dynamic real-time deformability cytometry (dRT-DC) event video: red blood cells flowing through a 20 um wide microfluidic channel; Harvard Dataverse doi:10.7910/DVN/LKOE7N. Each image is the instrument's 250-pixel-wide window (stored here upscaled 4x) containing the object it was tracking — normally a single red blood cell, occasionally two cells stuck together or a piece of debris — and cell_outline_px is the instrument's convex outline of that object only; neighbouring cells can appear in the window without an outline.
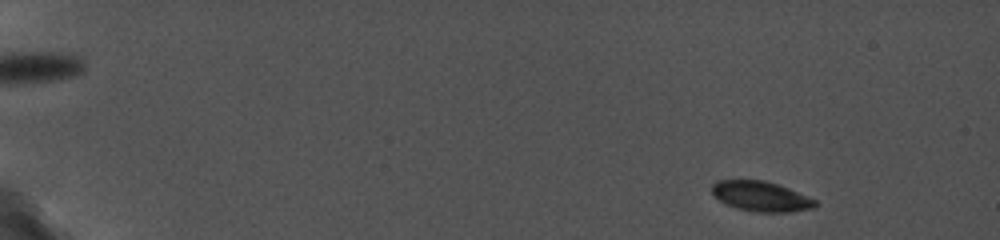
{"species": "common noctule bat (a hibernating species)", "species_latin": "Nyctalus noctula", "temperature_condition": "cold", "stored_images_in_passage": 20, "camera_frame_rate_fps": 5000, "um_per_image_px": 0.085, "animal": {"sex": "female", "body_mass_g": 19.0, "forearm_length_mm": 56.7}, "frame": {"image": 1, "passage_image": 2, "time_ms": 1.0, "image_size_px": [1000, 240], "cell_outline_px": [[816, 208], [792, 212], [756, 212], [736, 208], [720, 200], [712, 192], [712, 184], [716, 180], [764, 180], [788, 188], [808, 196], [816, 200]], "centroid_in_image_um": [64.71, 16.69], "position_along_channel_um": 20.3, "area_um2": 18.03}}
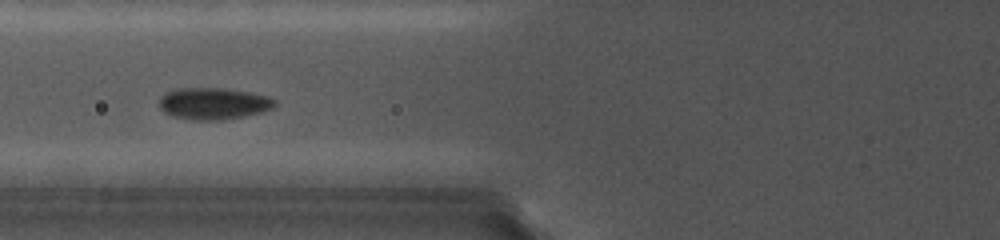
{"frame": {"image": 2, "passage_image": 9, "time_ms": 7.4, "image_size_px": [1000, 240], "cell_outline_px": [[276, 104], [272, 108], [260, 112], [240, 116], [216, 120], [192, 120], [172, 116], [164, 112], [160, 108], [160, 96], [164, 92], [176, 88], [224, 88], [248, 92], [268, 96], [276, 100]], "centroid_in_image_um": [18.09, 8.78], "position_along_channel_um": 107.7, "area_um2": 21.27}}
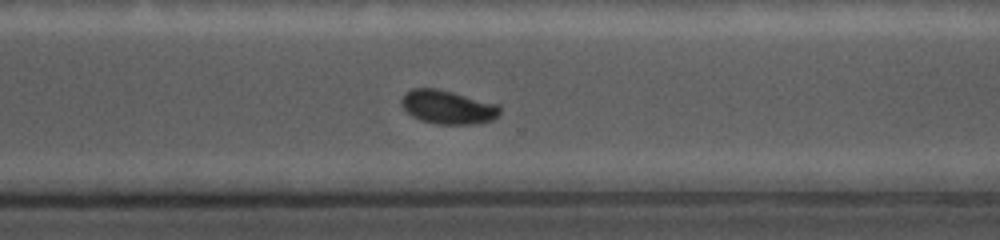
{"frame": {"image": 3, "passage_image": 17, "time_ms": 13.4, "image_size_px": [1000, 240], "cell_outline_px": [[500, 112], [492, 120], [476, 124], [436, 124], [420, 120], [412, 116], [400, 104], [400, 100], [404, 92], [412, 88], [436, 88], [500, 104]], "centroid_in_image_um": [38.04, 9.1], "position_along_channel_um": 332.6, "area_um2": 19.48}}